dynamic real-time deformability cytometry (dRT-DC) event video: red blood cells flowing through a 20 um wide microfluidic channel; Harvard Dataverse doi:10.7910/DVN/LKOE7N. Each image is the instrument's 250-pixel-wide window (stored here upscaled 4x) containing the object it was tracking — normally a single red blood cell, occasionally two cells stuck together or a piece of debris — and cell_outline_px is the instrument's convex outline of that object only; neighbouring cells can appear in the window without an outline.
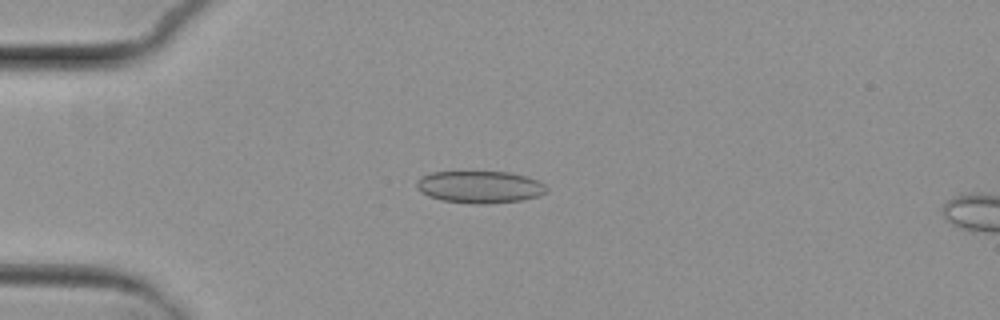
{"species": "common noctule bat (a hibernating species)", "species_latin": "Nyctalus noctula", "temperature_condition": "cold", "stored_images_in_passage": 5, "camera_frame_rate_fps": 3000, "um_per_image_px": 0.085, "animal": {"sex": "female", "body_mass_g": 29.2, "forearm_length_mm": 56.3}, "frame": {"image": 1, "passage_image": 4, "time_ms": 3.333, "image_size_px": [1000, 320], "cell_outline_px": [[548, 188], [544, 192], [536, 196], [520, 200], [488, 204], [468, 204], [440, 200], [428, 196], [420, 192], [416, 188], [416, 180], [420, 176], [432, 172], [508, 172], [524, 176], [536, 180], [544, 184]], "centroid_in_image_um": [40.7, 15.9], "position_along_channel_um": 44.3, "area_um2": 24.39}}